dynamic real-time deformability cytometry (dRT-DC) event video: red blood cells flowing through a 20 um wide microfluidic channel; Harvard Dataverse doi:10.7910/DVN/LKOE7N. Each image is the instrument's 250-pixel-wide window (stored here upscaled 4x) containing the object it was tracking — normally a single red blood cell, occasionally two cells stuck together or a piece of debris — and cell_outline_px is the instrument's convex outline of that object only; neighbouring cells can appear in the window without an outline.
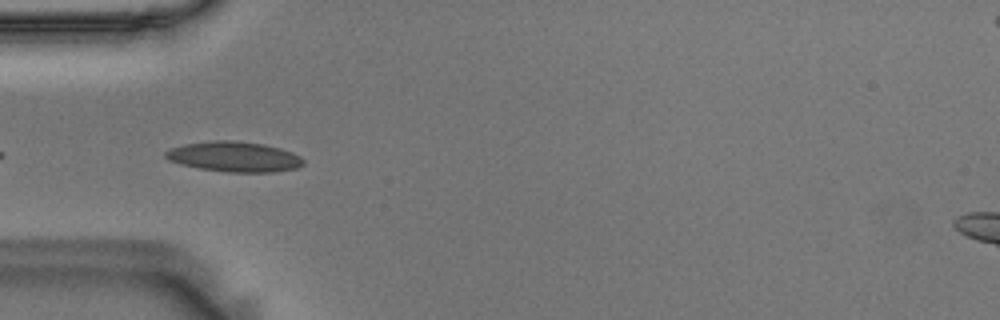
{"species": "Egyptian fruit bat (a non-hibernating species)", "species_latin": "Rousettus aegyptiacus", "temperature_condition": "room temperature", "stored_images_in_passage": 9, "camera_frame_rate_fps": 3000, "um_per_image_px": 0.085, "animal": {"sex": "male"}, "frame": {"image": 1, "passage_image": 1, "time_ms": 0.0, "image_size_px": [1000, 320], "cell_outline_px": [[304, 164], [296, 168], [272, 172], [228, 172], [200, 168], [180, 164], [168, 160], [164, 156], [164, 152], [168, 148], [184, 144], [212, 140], [236, 140], [264, 144], [280, 148], [292, 152], [300, 156], [304, 160]], "centroid_in_image_um": [19.88, 13.31], "position_along_channel_um": 65.1, "area_um2": 24.45}}